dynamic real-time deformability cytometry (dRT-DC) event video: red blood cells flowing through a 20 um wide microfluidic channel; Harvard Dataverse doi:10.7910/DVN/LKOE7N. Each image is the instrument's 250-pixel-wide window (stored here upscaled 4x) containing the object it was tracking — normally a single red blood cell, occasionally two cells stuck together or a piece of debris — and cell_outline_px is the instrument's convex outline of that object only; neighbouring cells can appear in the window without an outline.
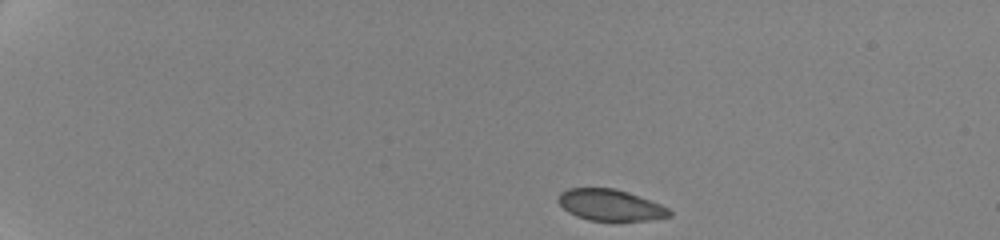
{"species": "human", "species_latin": "Homo sapiens", "temperature_condition": "cold", "stored_images_in_passage": 6, "camera_frame_rate_fps": 3000, "um_per_image_px": 0.085, "donor": {"sex": "female"}, "frame": {"image": 1, "passage_image": 1, "time_ms": 0.0, "image_size_px": [1000, 240], "cell_outline_px": [[672, 216], [648, 220], [588, 220], [576, 216], [568, 212], [556, 200], [560, 192], [568, 188], [616, 188], [628, 192], [660, 204], [668, 208], [672, 212]], "centroid_in_image_um": [51.85, 17.42], "position_along_channel_um": 33.1, "area_um2": 20.23}}
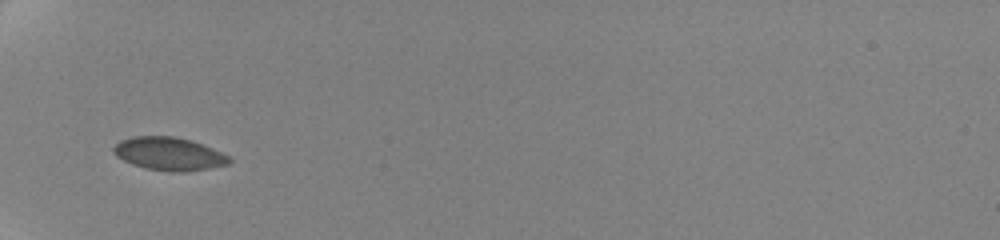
{"frame": {"image": 2, "passage_image": 5, "time_ms": 3.667, "image_size_px": [1000, 240], "cell_outline_px": [[232, 160], [228, 164], [208, 168], [184, 172], [168, 172], [144, 168], [132, 164], [116, 156], [112, 152], [112, 148], [120, 140], [136, 136], [172, 136], [192, 140], [212, 148], [228, 156]], "centroid_in_image_um": [14.34, 13.08], "position_along_channel_um": 70.7, "area_um2": 22.31}}